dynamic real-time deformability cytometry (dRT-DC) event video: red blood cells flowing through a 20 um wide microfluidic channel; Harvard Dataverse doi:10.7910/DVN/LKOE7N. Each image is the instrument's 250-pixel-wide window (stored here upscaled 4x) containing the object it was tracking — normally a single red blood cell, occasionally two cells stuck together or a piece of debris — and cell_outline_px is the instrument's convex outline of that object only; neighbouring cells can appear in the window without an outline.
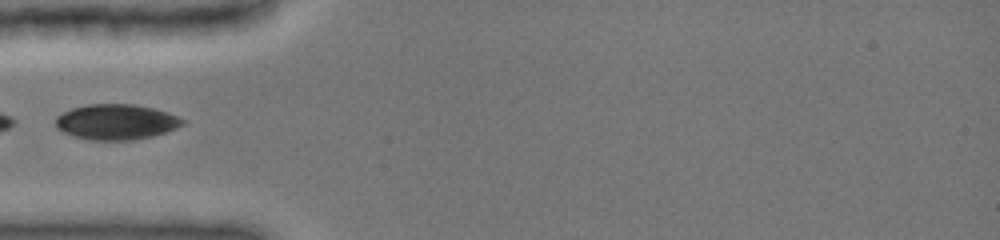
{"species": "common noctule bat (a hibernating species)", "species_latin": "Nyctalus noctula", "temperature_condition": "cold", "stored_images_in_passage": 9, "camera_frame_rate_fps": 3000, "um_per_image_px": 0.085, "animal": {"sex": "female", "body_mass_g": 19.0, "forearm_length_mm": 51.5}, "frame": {"image": 1, "passage_image": 1, "time_ms": 0.0, "image_size_px": [1000, 240], "cell_outline_px": [[184, 124], [176, 128], [152, 136], [132, 140], [88, 140], [64, 132], [56, 128], [56, 116], [72, 108], [88, 104], [132, 104], [152, 108], [168, 112], [184, 120]], "centroid_in_image_um": [9.86, 10.36], "position_along_channel_um": 75.1, "area_um2": 26.01}}